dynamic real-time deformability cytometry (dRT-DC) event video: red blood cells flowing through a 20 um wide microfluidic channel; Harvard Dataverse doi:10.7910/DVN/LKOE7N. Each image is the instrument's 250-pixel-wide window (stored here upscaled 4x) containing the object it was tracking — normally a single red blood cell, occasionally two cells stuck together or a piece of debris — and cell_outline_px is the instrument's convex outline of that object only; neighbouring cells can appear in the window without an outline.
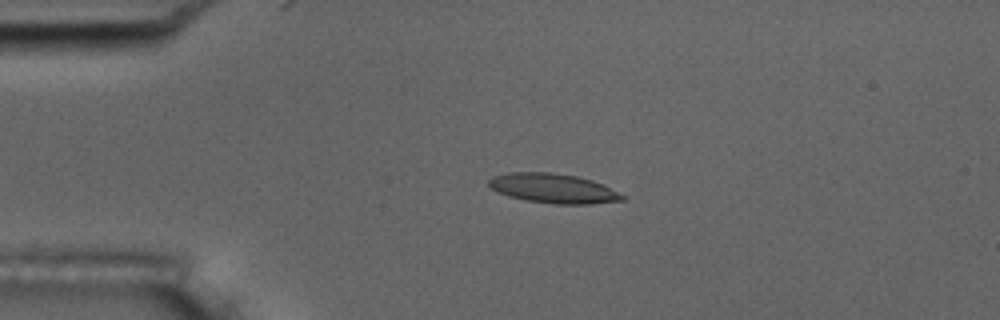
{"species": "common noctule bat (a hibernating species)", "species_latin": "Nyctalus noctula", "temperature_condition": "room temperature", "stored_images_in_passage": 3, "camera_frame_rate_fps": 3000, "um_per_image_px": 0.085, "animal": {"sex": "male", "body_mass_g": 17.5, "forearm_length_mm": 52.3}, "frame": {"image": 1, "passage_image": 2, "time_ms": 1.333, "image_size_px": [1000, 320], "cell_outline_px": [[624, 200], [592, 204], [552, 204], [524, 200], [508, 196], [492, 188], [488, 184], [488, 180], [492, 176], [508, 172], [552, 172], [576, 176], [592, 180], [604, 184], [624, 196]], "centroid_in_image_um": [47.02, 16.01], "position_along_channel_um": 38.0, "area_um2": 23.06}}